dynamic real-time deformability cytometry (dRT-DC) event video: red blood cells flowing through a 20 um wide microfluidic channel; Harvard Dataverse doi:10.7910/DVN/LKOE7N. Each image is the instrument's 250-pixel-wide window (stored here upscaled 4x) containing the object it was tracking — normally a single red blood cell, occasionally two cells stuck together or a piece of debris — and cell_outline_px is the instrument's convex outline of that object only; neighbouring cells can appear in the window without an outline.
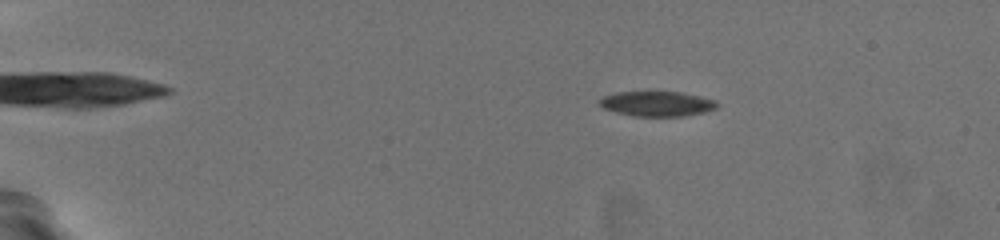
{"species": "common noctule bat (a hibernating species)", "species_latin": "Nyctalus noctula", "temperature_condition": "warm", "stored_images_in_passage": 59, "camera_frame_rate_fps": 3000, "um_per_image_px": 0.085, "animal": {"sex": "female", "body_mass_g": 19.5, "forearm_length_mm": 54.1}, "frame": {"image": 1, "passage_image": 12, "time_ms": 3.667, "image_size_px": [1000, 240], "cell_outline_px": [[720, 104], [716, 108], [704, 112], [684, 116], [632, 116], [616, 112], [604, 108], [596, 100], [604, 96], [616, 92], [680, 92], [716, 100]], "centroid_in_image_um": [55.84, 8.82], "position_along_channel_um": 29.2, "area_um2": 17.11}}
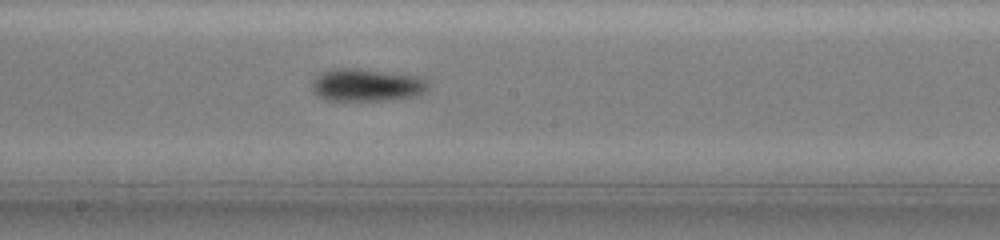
{"frame": {"image": 2, "passage_image": 36, "time_ms": 11.667, "image_size_px": [1000, 240], "cell_outline_px": [[424, 88], [416, 96], [392, 100], [324, 100], [312, 88], [312, 84], [316, 76], [320, 72], [336, 68], [356, 68], [412, 76], [420, 80], [424, 84]], "centroid_in_image_um": [31.02, 7.24], "position_along_channel_um": 217.2, "area_um2": 21.21}}
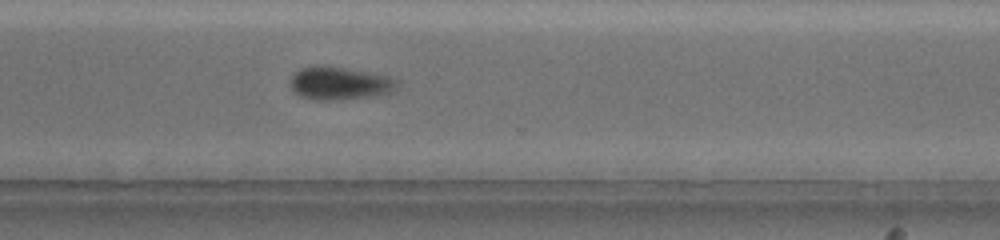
{"frame": {"image": 3, "passage_image": 46, "time_ms": 15.0, "image_size_px": [1000, 240], "cell_outline_px": [[396, 88], [388, 92], [372, 96], [340, 100], [316, 100], [300, 96], [292, 88], [292, 76], [300, 68], [312, 64], [324, 64], [388, 76], [396, 84]], "centroid_in_image_um": [28.79, 7.06], "position_along_channel_um": 341.8, "area_um2": 20.29}, "authors_computed_cell_mechanics": {"area_um2": 18.7272, "velocity_mm_per_s": 3.7395, "shape_relaxation_time_tau1_ms": 3.6409, "shape_relaxation_time_tau2_ms": 4.6226, "deformation_change_tau1": 0.0896, "deformation_change_tau2": 0.0705}}